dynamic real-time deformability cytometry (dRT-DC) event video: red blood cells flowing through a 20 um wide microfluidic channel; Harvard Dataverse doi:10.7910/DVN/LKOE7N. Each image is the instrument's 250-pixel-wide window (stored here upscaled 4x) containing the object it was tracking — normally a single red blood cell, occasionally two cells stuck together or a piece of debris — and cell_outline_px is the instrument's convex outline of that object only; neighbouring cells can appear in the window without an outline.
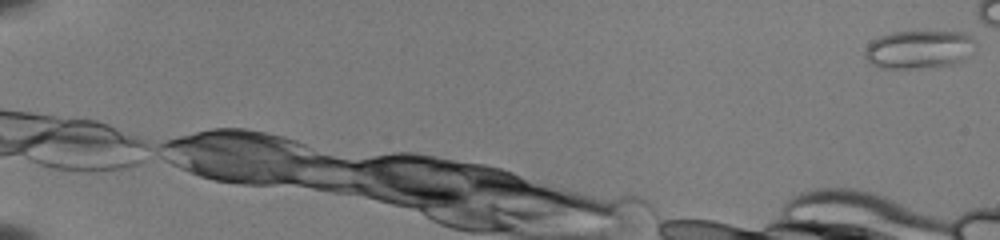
{"species": "common noctule bat (a hibernating species)", "species_latin": "Nyctalus noctula", "temperature_condition": "room temperature", "stored_images_in_passage": 12, "camera_frame_rate_fps": 3000, "um_per_image_px": 0.085, "animal": {"sex": "female", "body_mass_g": 22.0, "forearm_length_mm": 56.7}, "frame": {"image": 1, "passage_image": 1, "time_ms": 0.0, "image_size_px": [1000, 240], "cell_outline_px": [[976, 52], [952, 64], [920, 68], [880, 68], [872, 64], [864, 56], [864, 52], [868, 44], [872, 40], [880, 36], [892, 32], [972, 32], [976, 44]], "centroid_in_image_um": [78.17, 4.19], "position_along_channel_um": 6.8, "area_um2": 24.91}}